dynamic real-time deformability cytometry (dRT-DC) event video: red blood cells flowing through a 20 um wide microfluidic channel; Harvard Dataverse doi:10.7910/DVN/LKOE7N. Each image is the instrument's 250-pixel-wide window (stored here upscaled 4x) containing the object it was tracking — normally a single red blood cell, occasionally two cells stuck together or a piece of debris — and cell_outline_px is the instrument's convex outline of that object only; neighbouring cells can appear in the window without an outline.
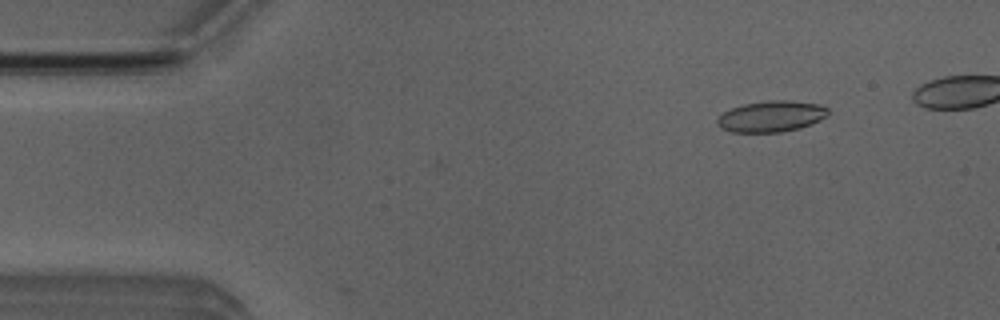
{"species": "Egyptian fruit bat (a non-hibernating species)", "species_latin": "Rousettus aegyptiacus", "temperature_condition": "room temperature", "stored_images_in_passage": 2, "camera_frame_rate_fps": 3000, "um_per_image_px": 0.085, "animal": {"sex": "male"}, "frame": {"image": 1, "passage_image": 2, "time_ms": 0.333, "image_size_px": [1000, 320], "cell_outline_px": [[828, 112], [820, 120], [800, 128], [780, 132], [732, 132], [720, 128], [716, 124], [716, 120], [724, 112], [732, 108], [744, 104], [772, 100], [788, 100], [820, 104], [828, 108]], "centroid_in_image_um": [65.54, 9.89], "position_along_channel_um": 19.5, "area_um2": 19.94}}